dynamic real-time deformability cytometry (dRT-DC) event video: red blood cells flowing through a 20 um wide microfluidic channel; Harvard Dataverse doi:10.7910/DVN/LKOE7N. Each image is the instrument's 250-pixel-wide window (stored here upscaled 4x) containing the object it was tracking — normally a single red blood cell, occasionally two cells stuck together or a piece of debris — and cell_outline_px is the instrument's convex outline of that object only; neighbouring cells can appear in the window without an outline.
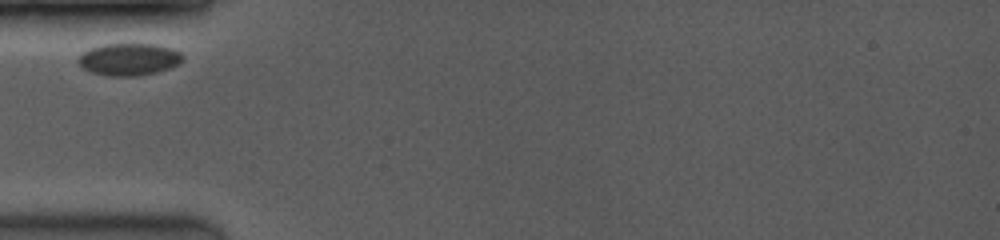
{"species": "common noctule bat (a hibernating species)", "species_latin": "Nyctalus noctula", "temperature_condition": "room temperature", "stored_images_in_passage": 20, "camera_frame_rate_fps": 3500, "um_per_image_px": 0.085, "animal": {"sex": "female", "body_mass_g": 19.0, "forearm_length_mm": 53.3}, "frame": {"image": 1, "passage_image": 1, "time_ms": 0.0, "image_size_px": [1000, 240], "cell_outline_px": [[184, 60], [180, 64], [156, 72], [140, 76], [108, 76], [92, 72], [84, 68], [76, 60], [88, 48], [104, 44], [156, 44], [172, 48], [180, 52], [184, 56]], "centroid_in_image_um": [11.0, 5.04], "position_along_channel_um": 74.0, "area_um2": 19.71}}